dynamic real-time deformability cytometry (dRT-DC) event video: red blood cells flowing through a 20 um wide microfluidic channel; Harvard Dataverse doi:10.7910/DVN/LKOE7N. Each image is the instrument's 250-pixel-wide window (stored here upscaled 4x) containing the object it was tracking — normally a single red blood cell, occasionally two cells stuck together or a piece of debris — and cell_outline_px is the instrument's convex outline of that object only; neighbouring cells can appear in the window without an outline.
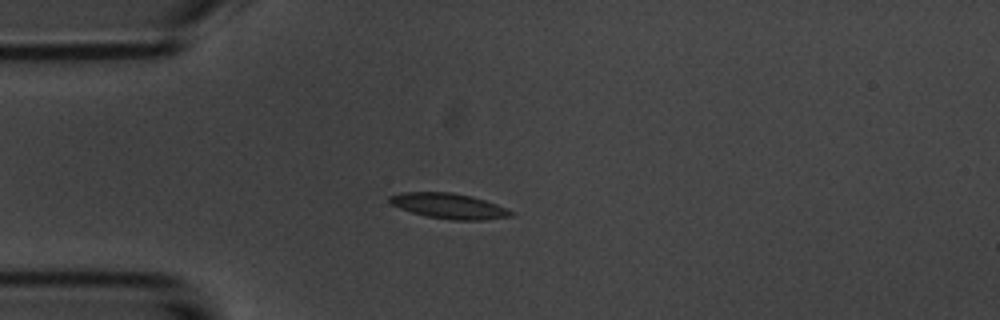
{"species": "common noctule bat (a hibernating species)", "species_latin": "Nyctalus noctula", "temperature_condition": "room temperature", "stored_images_in_passage": 6, "camera_frame_rate_fps": 3000, "um_per_image_px": 0.085, "animal": {"sex": "male", "body_mass_g": 20.1, "forearm_length_mm": 53.5}, "frame": {"image": 1, "passage_image": 3, "time_ms": 2.333, "image_size_px": [1000, 320], "cell_outline_px": [[516, 212], [512, 216], [484, 220], [452, 220], [424, 216], [400, 208], [392, 204], [388, 200], [388, 196], [400, 192], [452, 192], [472, 196], [496, 204]], "centroid_in_image_um": [38.16, 17.51], "position_along_channel_um": 46.8, "area_um2": 18.03}}
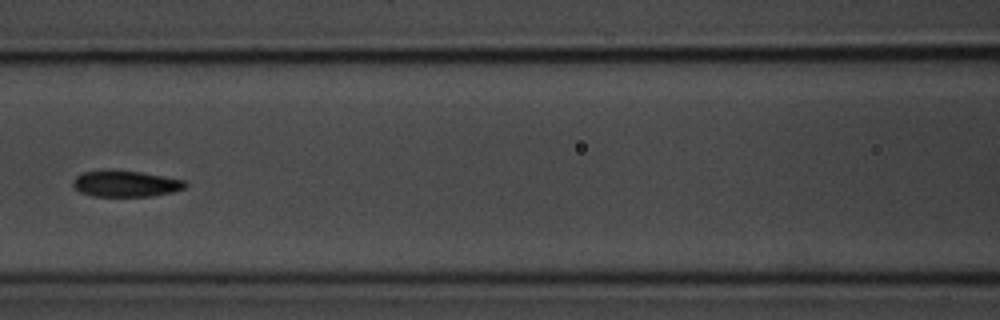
{"frame": {"image": 2, "passage_image": 6, "time_ms": 5.667, "image_size_px": [1000, 320], "cell_outline_px": [[188, 184], [184, 188], [172, 192], [152, 196], [92, 196], [80, 192], [72, 184], [72, 180], [76, 176], [84, 172], [140, 172], [164, 176], [184, 180]], "centroid_in_image_um": [10.71, 15.65], "position_along_channel_um": 155.9, "area_um2": 16.59}}